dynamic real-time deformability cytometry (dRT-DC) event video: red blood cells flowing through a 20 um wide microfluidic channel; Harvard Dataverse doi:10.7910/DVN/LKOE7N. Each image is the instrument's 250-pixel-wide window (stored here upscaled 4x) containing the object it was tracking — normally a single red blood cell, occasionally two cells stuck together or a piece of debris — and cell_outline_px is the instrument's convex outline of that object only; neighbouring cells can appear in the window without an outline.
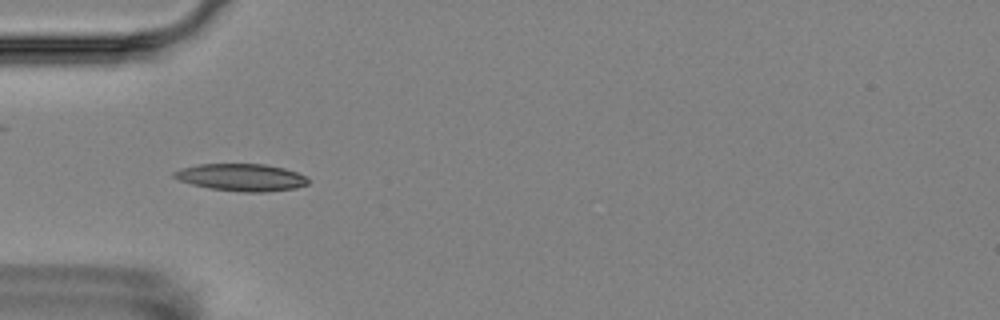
{"species": "Egyptian fruit bat (a non-hibernating species)", "species_latin": "Rousettus aegyptiacus", "temperature_condition": "room temperature", "stored_images_in_passage": 7, "camera_frame_rate_fps": 3000, "um_per_image_px": 0.085, "animal": {"sex": "female"}, "frame": {"image": 1, "passage_image": 2, "time_ms": 1.0, "image_size_px": [1000, 320], "cell_outline_px": [[308, 184], [296, 188], [264, 192], [244, 192], [212, 188], [192, 184], [180, 180], [172, 176], [172, 172], [180, 168], [196, 164], [264, 164], [284, 168], [308, 176]], "centroid_in_image_um": [20.52, 15.06], "position_along_channel_um": 64.5, "area_um2": 21.27}}
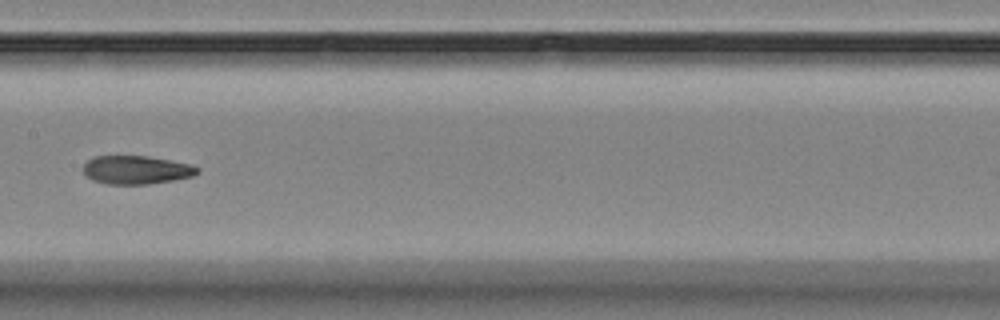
{"frame": {"image": 2, "passage_image": 5, "time_ms": 4.667, "image_size_px": [1000, 320], "cell_outline_px": [[200, 172], [192, 176], [172, 180], [148, 184], [108, 184], [92, 180], [84, 172], [84, 164], [88, 160], [96, 156], [148, 156], [192, 164], [200, 168]], "centroid_in_image_um": [11.62, 14.43], "position_along_channel_um": 195.8, "area_um2": 18.84}}
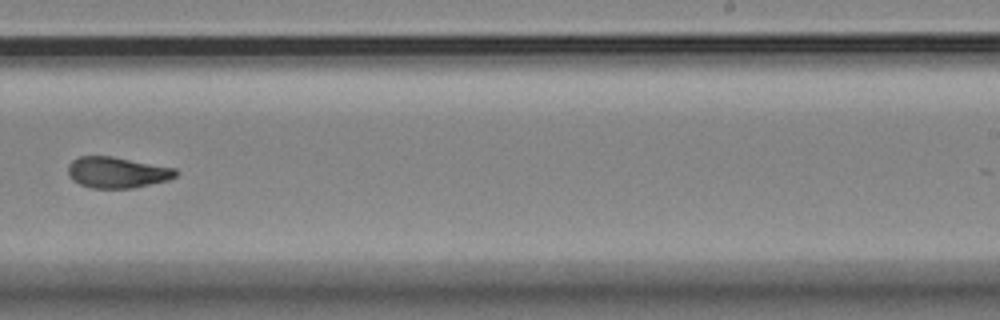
{"frame": {"image": 3, "passage_image": 7, "time_ms": 7.0, "image_size_px": [1000, 320], "cell_outline_px": [[176, 176], [168, 180], [132, 188], [92, 188], [80, 184], [72, 180], [68, 176], [68, 164], [72, 160], [80, 156], [112, 156], [176, 168]], "centroid_in_image_um": [9.92, 14.65], "position_along_channel_um": 279.1, "area_um2": 19.48}}